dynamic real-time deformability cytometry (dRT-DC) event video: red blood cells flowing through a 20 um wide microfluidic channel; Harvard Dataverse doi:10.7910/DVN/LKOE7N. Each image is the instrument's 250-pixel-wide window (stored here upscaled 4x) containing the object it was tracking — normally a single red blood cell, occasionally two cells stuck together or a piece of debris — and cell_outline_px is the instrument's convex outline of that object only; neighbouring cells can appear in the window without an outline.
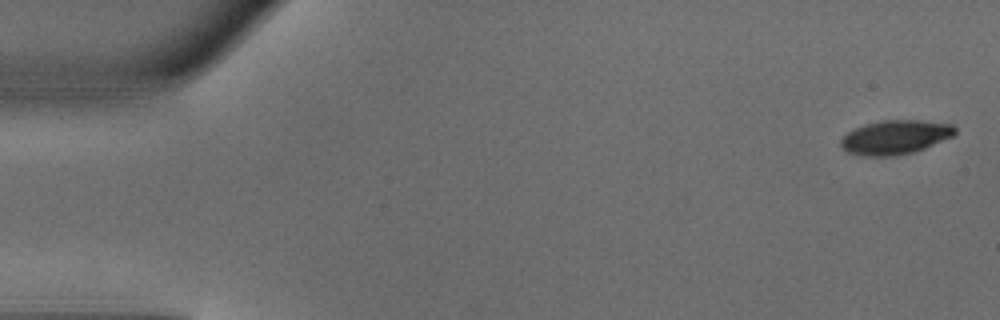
{"species": "common noctule bat (a hibernating species)", "species_latin": "Nyctalus noctula", "temperature_condition": "warm", "stored_images_in_passage": 49, "camera_frame_rate_fps": 3000, "um_per_image_px": 0.085, "animal": {"sex": "male", "body_mass_g": 18.8}, "frame": {"image": 1, "passage_image": 2, "time_ms": 0.333, "image_size_px": [1000, 320], "cell_outline_px": [[956, 132], [952, 136], [924, 148], [912, 152], [892, 156], [860, 156], [848, 152], [840, 144], [840, 140], [848, 132], [864, 124], [884, 120], [920, 120], [952, 124], [956, 128]], "centroid_in_image_um": [76.08, 11.66], "position_along_channel_um": 8.9, "area_um2": 22.48}}
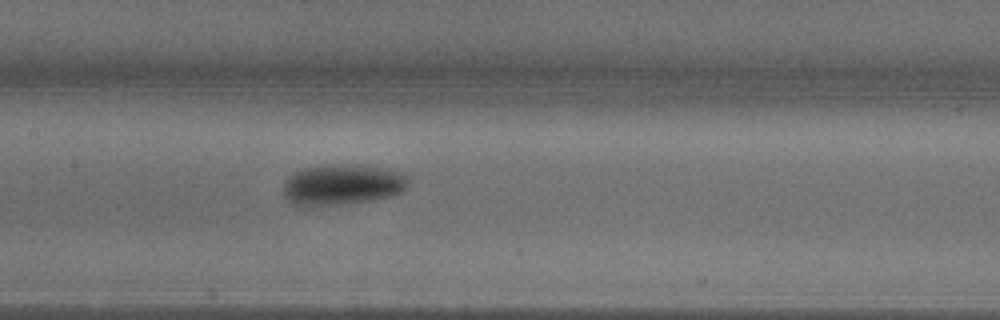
{"frame": {"image": 2, "passage_image": 24, "time_ms": 7.667, "image_size_px": [1000, 320], "cell_outline_px": [[408, 188], [404, 192], [388, 196], [368, 200], [344, 204], [292, 204], [284, 196], [284, 184], [288, 176], [304, 168], [320, 164], [352, 164], [392, 168], [408, 172]], "centroid_in_image_um": [29.19, 15.64], "position_along_channel_um": 178.2, "area_um2": 29.94}}
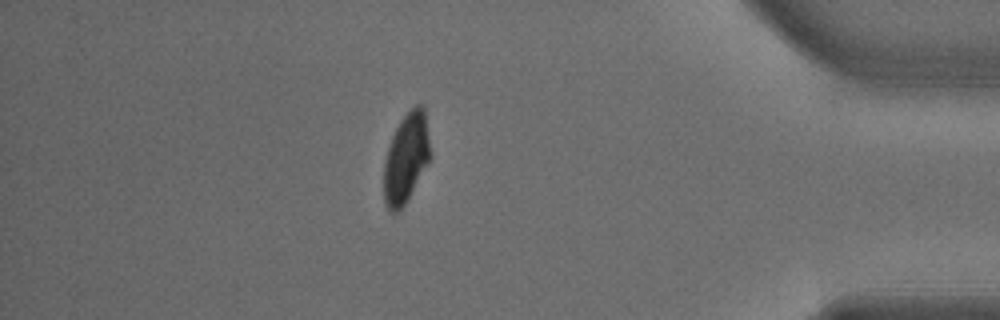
{"frame": {"image": 3, "passage_image": 43, "time_ms": 14.0, "image_size_px": [1000, 320], "cell_outline_px": [[432, 156], [408, 200], [396, 212], [388, 212], [384, 204], [384, 160], [392, 136], [400, 120], [416, 104], [424, 104]], "centroid_in_image_um": [34.54, 13.44], "position_along_channel_um": 400.7, "area_um2": 24.57}, "authors_computed_cell_mechanics": {"area_um2": 26.1834, "velocity_mm_per_s": 4.1287, "shape_relaxation_time_tau1_ms": 1.997, "shape_relaxation_time_tau2_ms": null, "deformation_change_tau1": 0.1359, "deformation_change_tau2": null}}